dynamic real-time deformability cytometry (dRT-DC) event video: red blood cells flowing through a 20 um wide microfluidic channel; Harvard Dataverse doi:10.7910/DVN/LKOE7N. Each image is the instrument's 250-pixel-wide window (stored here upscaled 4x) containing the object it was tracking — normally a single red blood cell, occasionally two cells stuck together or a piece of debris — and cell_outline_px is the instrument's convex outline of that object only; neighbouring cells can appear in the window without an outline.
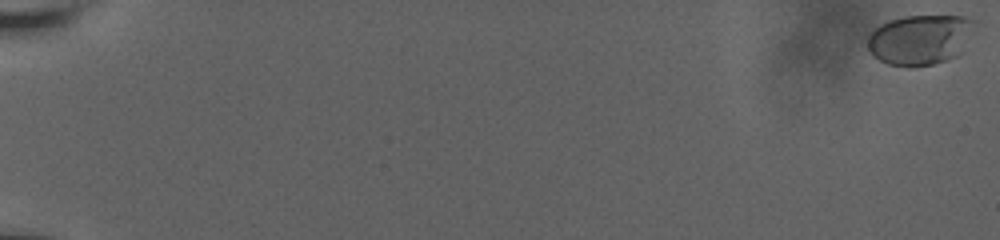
{"species": "human", "species_latin": "Homo sapiens", "temperature_condition": "room temperature", "stored_images_in_passage": 60, "camera_frame_rate_fps": 3000, "um_per_image_px": 0.085, "donor": {"sex": "male"}, "frame": {"image": 1, "passage_image": 1, "time_ms": 0.0, "image_size_px": [1000, 240], "cell_outline_px": [[980, 20], [956, 56], [948, 60], [932, 64], [888, 64], [872, 56], [868, 52], [868, 36], [880, 24], [888, 20], [904, 16], [964, 16]], "centroid_in_image_um": [78.22, 3.32], "position_along_channel_um": 6.8, "area_um2": 30.98}}
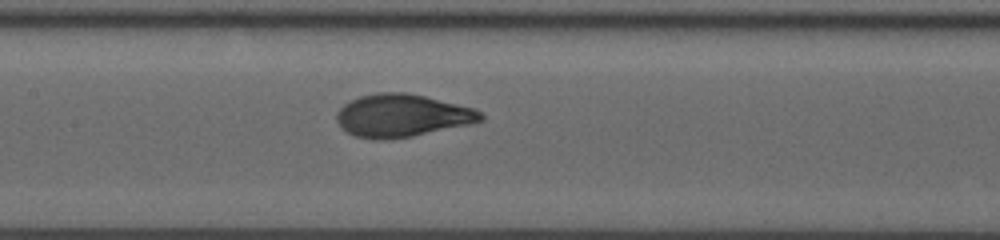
{"frame": {"image": 2, "passage_image": 33, "time_ms": 10.667, "image_size_px": [1000, 240], "cell_outline_px": [[484, 120], [468, 124], [412, 136], [384, 140], [372, 140], [356, 136], [340, 128], [336, 120], [336, 112], [344, 104], [360, 96], [376, 92], [408, 92], [472, 108], [480, 112], [484, 116]], "centroid_in_image_um": [34.11, 9.83], "position_along_channel_um": 173.3, "area_um2": 35.72}}
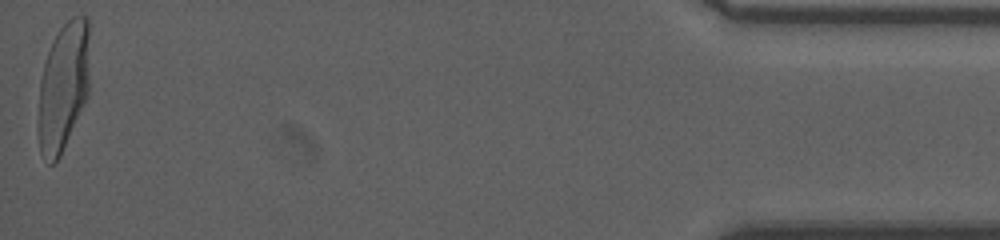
{"frame": {"image": 3, "passage_image": 60, "time_ms": 19.667, "image_size_px": [1000, 240], "cell_outline_px": [[88, 96], [60, 156], [52, 164], [48, 164], [40, 152], [36, 124], [40, 80], [44, 64], [52, 40], [60, 28], [72, 16], [88, 16]], "centroid_in_image_um": [5.34, 7.41], "position_along_channel_um": 429.9, "area_um2": 38.84}, "authors_computed_cell_mechanics": {"area_um2": 34.6511, "velocity_mm_per_s": 3.7685, "shape_relaxation_time_tau1_ms": 3.8293, "shape_relaxation_time_tau2_ms": null, "deformation_change_tau1": 0.1894, "deformation_change_tau2": null}}